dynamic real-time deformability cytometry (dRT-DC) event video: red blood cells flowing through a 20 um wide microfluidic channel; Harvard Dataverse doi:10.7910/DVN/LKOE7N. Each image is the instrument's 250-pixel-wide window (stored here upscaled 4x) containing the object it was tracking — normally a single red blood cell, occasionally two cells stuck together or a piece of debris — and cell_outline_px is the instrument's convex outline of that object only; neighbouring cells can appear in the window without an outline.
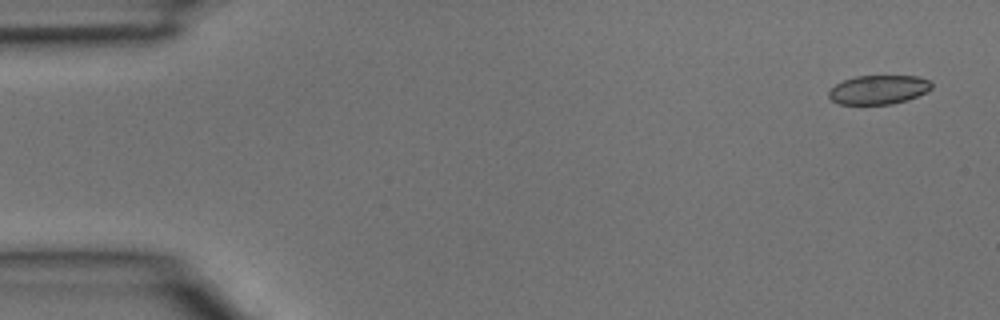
{"species": "common noctule bat (a hibernating species)", "species_latin": "Nyctalus noctula", "temperature_condition": "room temperature", "stored_images_in_passage": 3, "camera_frame_rate_fps": 3000, "um_per_image_px": 0.085, "animal": {"sex": "male", "body_mass_g": 15.6}, "frame": {"image": 1, "passage_image": 1, "time_ms": 0.0, "image_size_px": [1000, 320], "cell_outline_px": [[932, 88], [908, 100], [892, 104], [840, 104], [832, 100], [828, 96], [828, 92], [836, 84], [844, 80], [856, 76], [916, 76], [928, 80], [932, 84]], "centroid_in_image_um": [74.66, 7.62], "position_along_channel_um": 10.3, "area_um2": 17.22}}
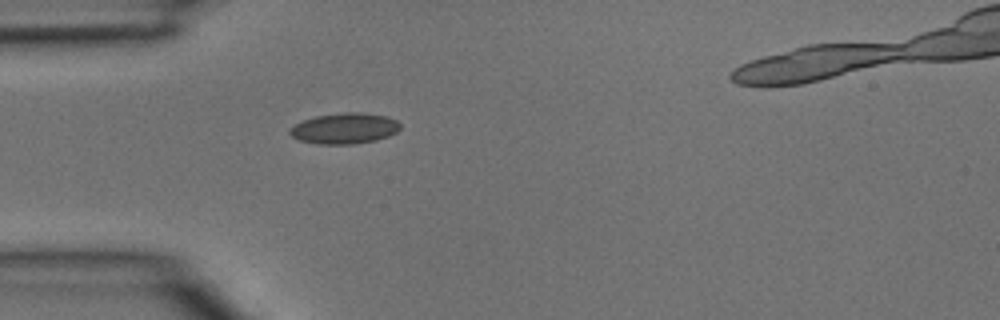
{"frame": {"image": 2, "passage_image": 3, "time_ms": 0.667, "image_size_px": [1000, 320], "cell_outline_px": [[400, 128], [396, 132], [388, 136], [376, 140], [352, 144], [320, 144], [300, 140], [292, 136], [288, 132], [288, 128], [304, 120], [316, 116], [344, 112], [360, 112], [388, 116], [396, 120], [400, 124]], "centroid_in_image_um": [29.29, 10.91], "position_along_channel_um": 55.7, "area_um2": 19.77}}